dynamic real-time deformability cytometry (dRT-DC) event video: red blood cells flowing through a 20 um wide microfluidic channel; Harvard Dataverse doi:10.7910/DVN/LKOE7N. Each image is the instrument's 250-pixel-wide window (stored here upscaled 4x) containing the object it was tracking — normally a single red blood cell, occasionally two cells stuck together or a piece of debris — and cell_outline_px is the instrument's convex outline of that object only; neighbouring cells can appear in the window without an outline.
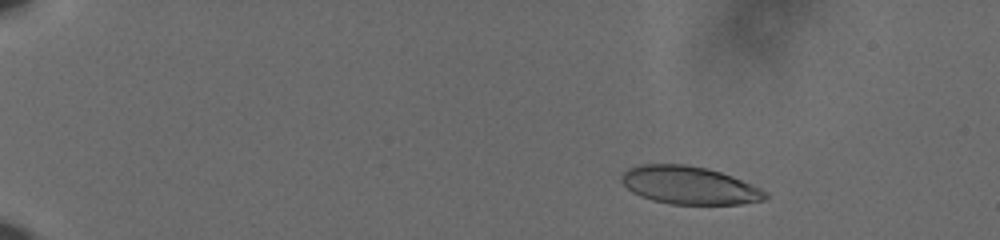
{"species": "human", "species_latin": "Homo sapiens", "temperature_condition": "cold", "stored_images_in_passage": 59, "camera_frame_rate_fps": 3000, "um_per_image_px": 0.085, "donor": {"sex": "male"}, "frame": {"image": 1, "passage_image": 10, "time_ms": 3.0, "image_size_px": [1000, 240], "cell_outline_px": [[768, 196], [764, 200], [740, 204], [672, 204], [652, 200], [640, 196], [632, 192], [620, 180], [620, 176], [628, 168], [640, 164], [684, 164], [708, 168], [732, 176], [752, 184], [768, 192]], "centroid_in_image_um": [58.58, 15.74], "position_along_channel_um": 26.4, "area_um2": 31.85}}
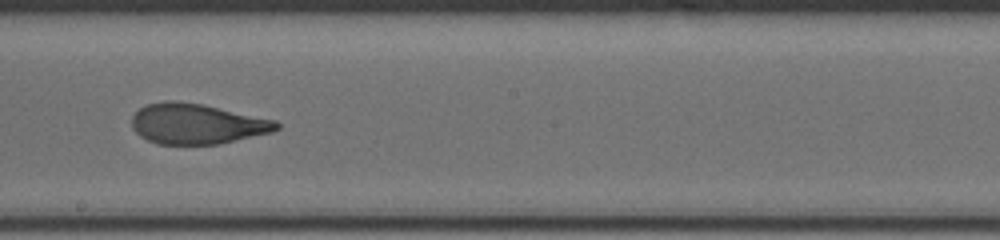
{"frame": {"image": 2, "passage_image": 37, "time_ms": 12.0, "image_size_px": [1000, 240], "cell_outline_px": [[280, 128], [272, 132], [220, 144], [156, 144], [140, 136], [132, 128], [132, 116], [144, 104], [164, 100], [172, 100], [200, 104], [276, 120], [280, 124]], "centroid_in_image_um": [16.71, 10.53], "position_along_channel_um": 231.5, "area_um2": 34.04}}
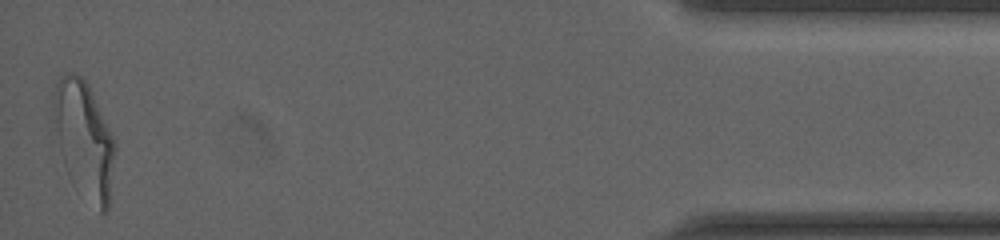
{"frame": {"image": 3, "passage_image": 59, "time_ms": 19.333, "image_size_px": [1000, 240], "cell_outline_px": [[116, 148], [108, 208], [104, 212], [100, 212], [72, 184], [68, 176], [60, 152], [56, 128], [52, 100], [52, 92], [60, 76], [64, 72], [76, 72], [88, 84], [116, 144]], "centroid_in_image_um": [7.14, 11.85], "position_along_channel_um": 428.1, "area_um2": 41.5}, "authors_computed_cell_mechanics": {"area_um2": 34.4488, "velocity_mm_per_s": 3.6303, "shape_relaxation_time_tau1_ms": 6.4509, "shape_relaxation_time_tau2_ms": 1.5465, "deformation_change_tau1": 0.2116, "deformation_change_tau2": 0.0873}}